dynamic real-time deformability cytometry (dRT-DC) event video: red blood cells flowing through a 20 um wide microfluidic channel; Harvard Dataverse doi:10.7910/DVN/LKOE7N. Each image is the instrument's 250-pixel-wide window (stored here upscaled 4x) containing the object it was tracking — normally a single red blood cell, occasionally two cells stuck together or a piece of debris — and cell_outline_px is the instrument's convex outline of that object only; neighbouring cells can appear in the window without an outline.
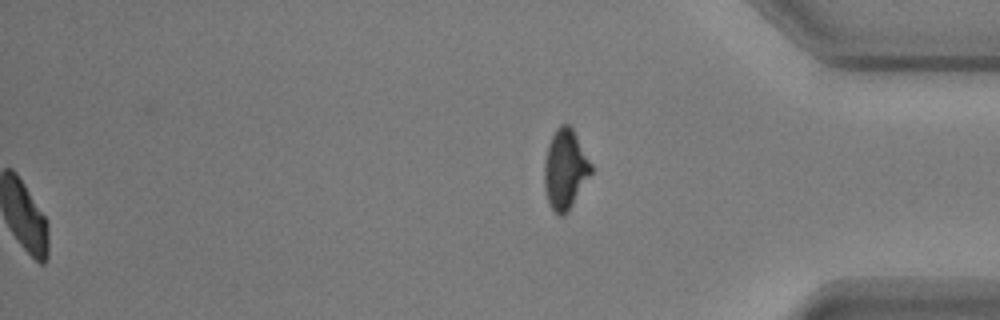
{"species": "common noctule bat (a hibernating species)", "species_latin": "Nyctalus noctula", "temperature_condition": "warm", "stored_images_in_passage": 46, "segment_of_instrument_passage": [2, 2], "camera_frame_rate_fps": 3000, "um_per_image_px": 0.085, "animal": {"sex": "male", "body_mass_g": 17.9, "forearm_length_mm": 54.2}, "frame": {"image": 1, "passage_image": 46, "time_ms": 15.0, "image_size_px": [1000, 320], "cell_outline_px": [[592, 172], [568, 212], [564, 216], [556, 216], [548, 204], [544, 188], [544, 160], [548, 144], [556, 128], [560, 124], [568, 124], [572, 128], [592, 164]], "centroid_in_image_um": [48.02, 14.43], "position_along_channel_um": 387.2, "area_um2": 21.96}}